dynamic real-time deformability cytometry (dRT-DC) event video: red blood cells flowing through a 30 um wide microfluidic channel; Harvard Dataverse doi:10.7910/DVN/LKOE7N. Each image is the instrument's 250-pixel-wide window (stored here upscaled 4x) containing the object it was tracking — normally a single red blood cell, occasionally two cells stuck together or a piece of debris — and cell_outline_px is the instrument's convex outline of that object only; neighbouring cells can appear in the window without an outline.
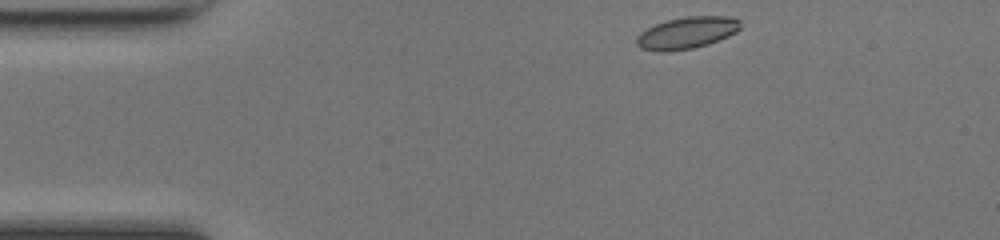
{"species": "common noctule bat (a hibernating species)", "species_latin": "Nyctalus noctula", "temperature_condition": "room temperature", "stored_images_in_passage": 41, "camera_frame_rate_fps": 3000, "um_per_image_px": 0.085, "animal": {"sex": "female", "body_mass_g": 17.0, "forearm_length_mm": 48.0}, "frame": {"image": 1, "passage_image": 1, "time_ms": 0.0, "image_size_px": [1000, 240], "cell_outline_px": [[740, 28], [736, 32], [728, 36], [708, 44], [692, 48], [668, 52], [660, 52], [640, 48], [636, 44], [636, 36], [640, 32], [656, 24], [668, 20], [688, 16], [728, 16], [740, 20]], "centroid_in_image_um": [58.36, 2.8], "position_along_channel_um": 26.6, "area_um2": 19.25}}
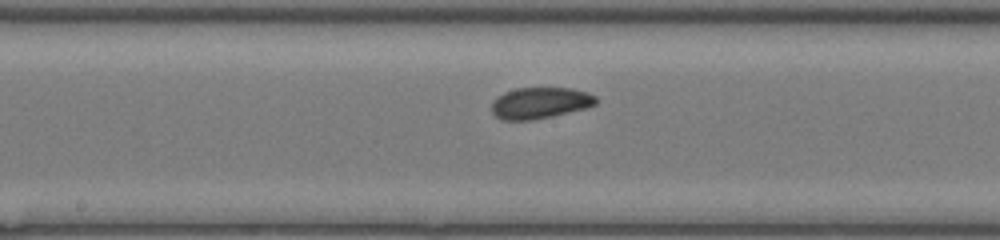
{"frame": {"image": 2, "passage_image": 18, "time_ms": 5.667, "image_size_px": [1000, 240], "cell_outline_px": [[596, 104], [588, 108], [552, 116], [532, 120], [500, 120], [492, 112], [492, 100], [496, 96], [504, 92], [516, 88], [572, 88], [588, 92], [596, 96]], "centroid_in_image_um": [45.9, 8.75], "position_along_channel_um": 202.3, "area_um2": 19.25}}
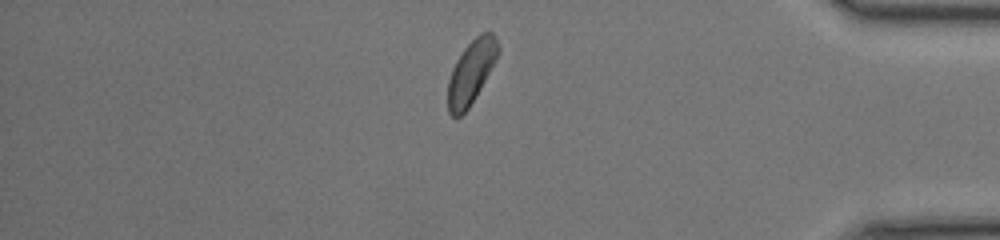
{"frame": {"image": 3, "passage_image": 34, "time_ms": 11.0, "image_size_px": [1000, 240], "cell_outline_px": [[500, 48], [496, 60], [480, 88], [468, 108], [460, 116], [452, 116], [448, 112], [448, 80], [452, 68], [456, 60], [464, 48], [480, 32], [492, 32], [496, 36], [500, 44]], "centroid_in_image_um": [40.06, 6.08], "position_along_channel_um": 395.1, "area_um2": 18.44}, "authors_computed_cell_mechanics": {"area_um2": 18.6694, "velocity_mm_per_s": 4.2668, "shape_relaxation_time_tau1_ms": 1.1662, "shape_relaxation_time_tau2_ms": null, "deformation_change_tau1": 0.0499, "deformation_change_tau2": null}}